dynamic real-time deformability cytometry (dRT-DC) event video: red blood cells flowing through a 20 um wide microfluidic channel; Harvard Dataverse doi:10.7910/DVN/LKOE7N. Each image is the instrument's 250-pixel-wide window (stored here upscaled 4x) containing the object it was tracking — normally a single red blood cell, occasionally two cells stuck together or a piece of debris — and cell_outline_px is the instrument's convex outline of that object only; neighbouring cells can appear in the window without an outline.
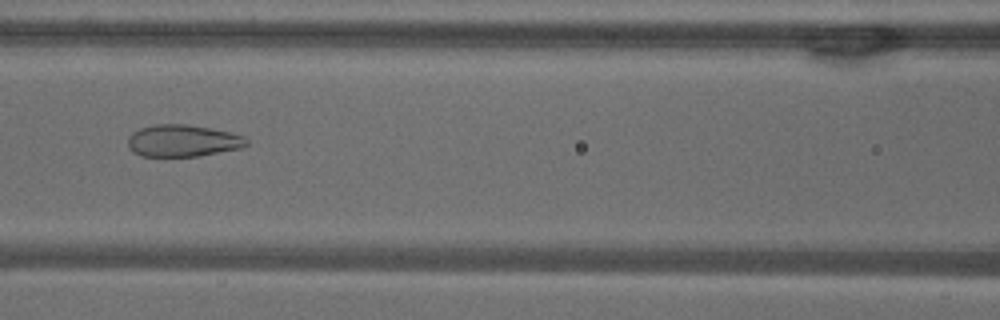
{"species": "common noctule bat (a hibernating species)", "species_latin": "Nyctalus noctula", "temperature_condition": "warm", "stored_images_in_passage": 54, "camera_frame_rate_fps": 3000, "um_per_image_px": 0.085, "animal": {"sex": "male", "body_mass_g": 18.8}, "frame": {"image": 1, "passage_image": 24, "time_ms": 7.667, "image_size_px": [1000, 320], "cell_outline_px": [[248, 144], [240, 148], [200, 156], [140, 156], [132, 152], [128, 148], [128, 136], [132, 132], [140, 128], [156, 124], [188, 124], [228, 132], [244, 136], [248, 140]], "centroid_in_image_um": [15.49, 11.97], "position_along_channel_um": 151.1, "area_um2": 22.14}}
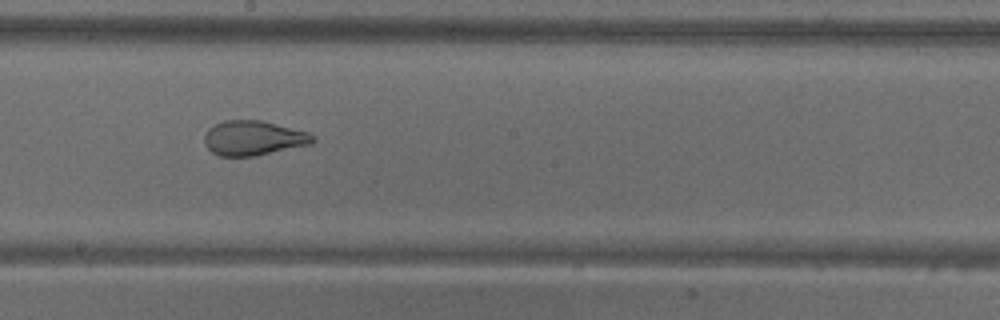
{"frame": {"image": 2, "passage_image": 30, "time_ms": 9.667, "image_size_px": [1000, 320], "cell_outline_px": [[316, 140], [312, 144], [256, 156], [220, 156], [212, 152], [204, 144], [204, 136], [208, 128], [224, 120], [260, 120], [308, 132], [316, 136]], "centroid_in_image_um": [21.55, 11.74], "position_along_channel_um": 226.6, "area_um2": 22.02}}
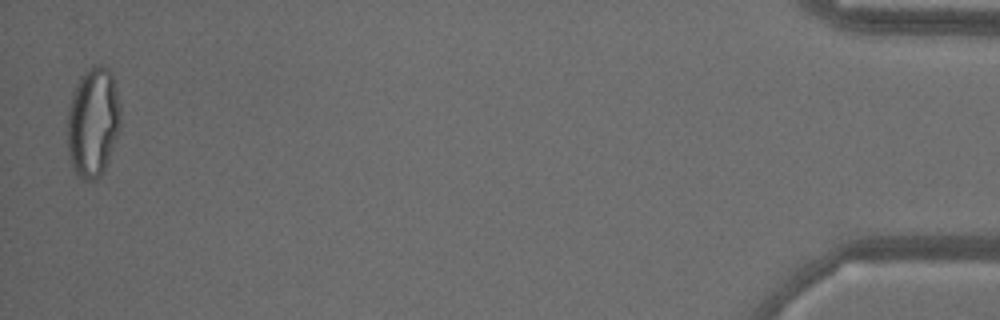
{"frame": {"image": 3, "passage_image": 53, "time_ms": 17.333, "image_size_px": [1000, 320], "cell_outline_px": [[120, 128], [104, 172], [96, 180], [80, 180], [76, 176], [72, 168], [68, 156], [68, 108], [72, 96], [80, 76], [92, 64], [104, 64], [112, 72], [120, 108]], "centroid_in_image_um": [7.9, 10.4], "position_along_channel_um": 427.3, "area_um2": 34.45}, "authors_computed_cell_mechanics": {"area_um2": 29.3624, "velocity_mm_per_s": 3.7948, "shape_relaxation_time_tau1_ms": null, "shape_relaxation_time_tau2_ms": 0.9975, "deformation_change_tau1": null, "deformation_change_tau2": 0.0789}}